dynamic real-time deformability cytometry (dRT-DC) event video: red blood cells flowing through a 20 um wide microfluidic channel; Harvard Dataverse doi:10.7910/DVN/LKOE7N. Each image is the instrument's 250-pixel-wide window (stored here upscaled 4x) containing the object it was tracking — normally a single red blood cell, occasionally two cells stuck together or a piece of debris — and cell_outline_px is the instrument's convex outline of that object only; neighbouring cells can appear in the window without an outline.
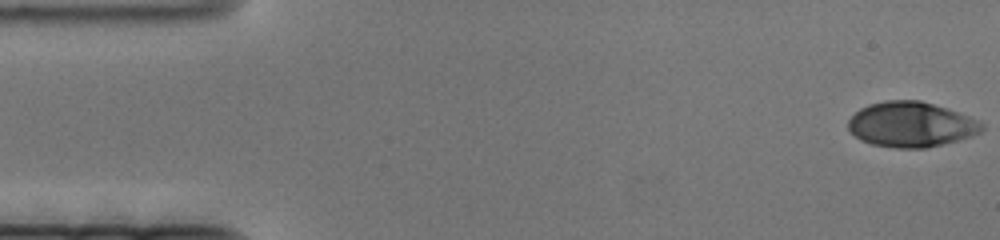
{"species": "human", "species_latin": "Homo sapiens", "temperature_condition": "cold", "stored_images_in_passage": 78, "camera_frame_rate_fps": 3000, "um_per_image_px": 0.085, "donor": {"sex": "female"}, "frame": {"image": 1, "passage_image": 1, "time_ms": 0.0, "image_size_px": [1000, 240], "cell_outline_px": [[984, 128], [980, 132], [972, 136], [924, 148], [896, 148], [872, 144], [860, 140], [848, 128], [848, 120], [860, 108], [868, 104], [884, 100], [920, 100], [980, 120], [984, 124]], "centroid_in_image_um": [77.42, 10.57], "position_along_channel_um": 7.6, "area_um2": 34.91}}
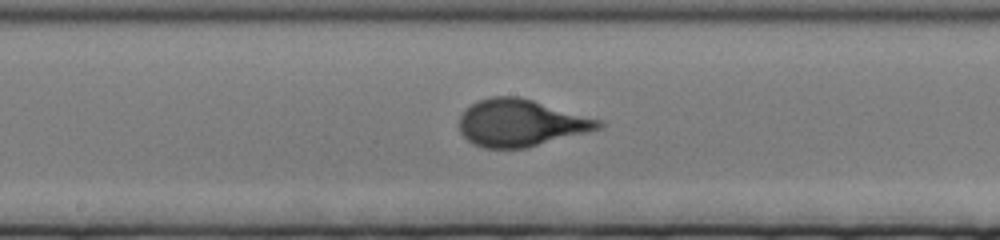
{"frame": {"image": 2, "passage_image": 39, "time_ms": 12.667, "image_size_px": [1000, 240], "cell_outline_px": [[604, 128], [528, 148], [484, 148], [472, 144], [460, 132], [460, 116], [472, 104], [480, 100], [492, 96], [520, 96], [604, 120]], "centroid_in_image_um": [44.34, 10.45], "position_along_channel_um": 203.9, "area_um2": 38.55}}
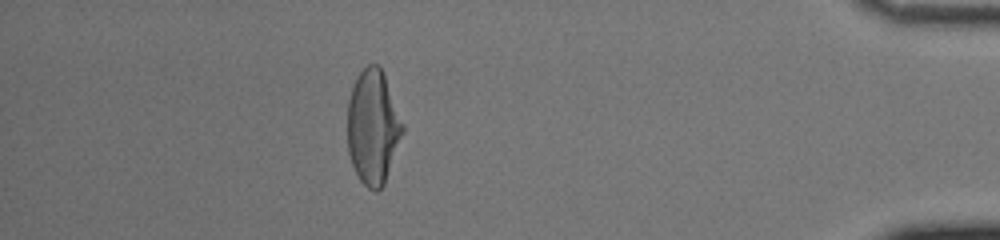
{"frame": {"image": 3, "passage_image": 69, "time_ms": 22.667, "image_size_px": [1000, 240], "cell_outline_px": [[404, 132], [384, 184], [376, 192], [368, 188], [360, 180], [352, 164], [348, 152], [348, 100], [356, 76], [368, 64], [380, 64], [404, 124]], "centroid_in_image_um": [31.71, 10.79], "position_along_channel_um": 403.5, "area_um2": 36.82}}